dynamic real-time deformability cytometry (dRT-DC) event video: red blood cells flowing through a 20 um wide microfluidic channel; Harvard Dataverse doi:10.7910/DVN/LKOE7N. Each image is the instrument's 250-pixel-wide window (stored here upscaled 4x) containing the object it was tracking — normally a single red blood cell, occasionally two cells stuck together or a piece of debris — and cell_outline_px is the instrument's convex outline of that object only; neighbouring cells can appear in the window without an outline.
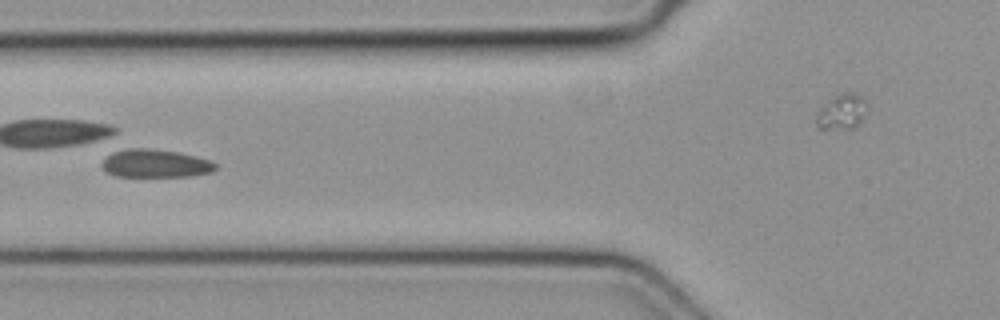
{"species": "common noctule bat (a hibernating species)", "species_latin": "Nyctalus noctula", "temperature_condition": "cold", "stored_images_in_passage": 7, "camera_frame_rate_fps": 3000, "um_per_image_px": 0.085, "animal": {"sex": "female", "body_mass_g": 19.3, "forearm_length_mm": 54.1}, "frame": {"image": 1, "passage_image": 6, "time_ms": 1.667, "image_size_px": [1000, 320], "cell_outline_px": [[216, 168], [212, 172], [192, 176], [116, 176], [108, 172], [100, 164], [112, 148], [144, 148], [176, 152], [196, 156], [212, 160], [216, 164]], "centroid_in_image_um": [13.16, 13.87], "position_along_channel_um": 112.6, "area_um2": 18.84}}